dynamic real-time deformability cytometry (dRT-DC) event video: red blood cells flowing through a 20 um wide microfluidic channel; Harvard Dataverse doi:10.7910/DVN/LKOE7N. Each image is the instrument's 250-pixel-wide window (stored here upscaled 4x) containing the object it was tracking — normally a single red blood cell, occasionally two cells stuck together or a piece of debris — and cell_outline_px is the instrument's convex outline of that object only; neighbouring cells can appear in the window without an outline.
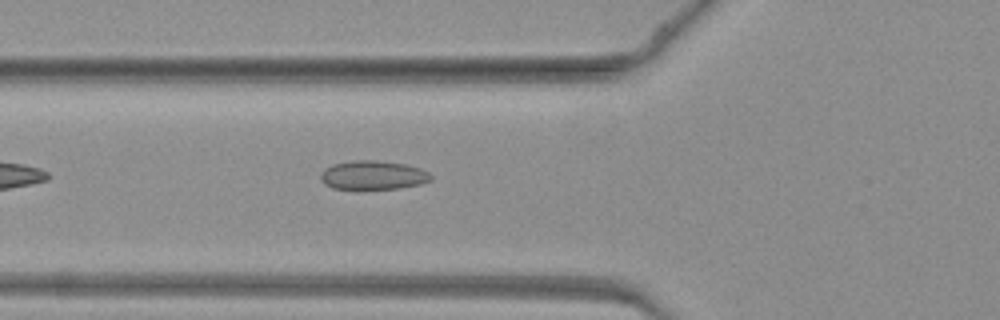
{"species": "common noctule bat (a hibernating species)", "species_latin": "Nyctalus noctula", "temperature_condition": "warm", "stored_images_in_passage": 31, "camera_frame_rate_fps": 3000, "um_per_image_px": 0.085, "animal": {"sex": "female", "body_mass_g": 19.3, "forearm_length_mm": 54.1}, "frame": {"image": 1, "passage_image": 2, "time_ms": 0.333, "image_size_px": [1000, 320], "cell_outline_px": [[432, 180], [420, 184], [400, 188], [360, 192], [332, 188], [324, 184], [320, 180], [320, 172], [324, 168], [332, 164], [352, 160], [372, 160], [404, 164], [420, 168], [428, 172], [432, 176]], "centroid_in_image_um": [31.64, 14.94], "position_along_channel_um": 94.2, "area_um2": 19.48}}
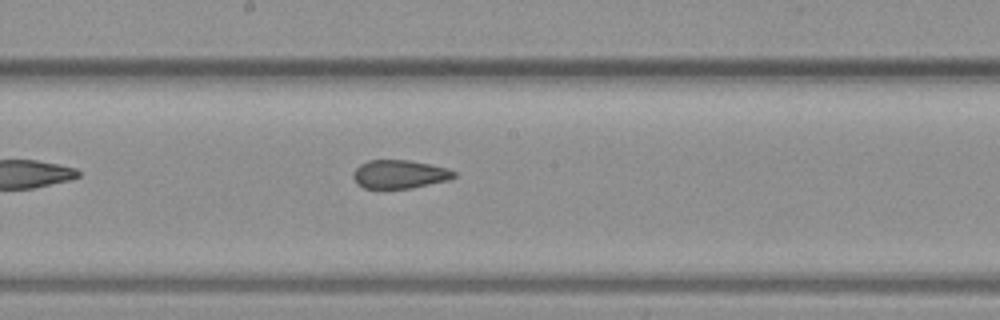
{"frame": {"image": 2, "passage_image": 10, "time_ms": 3.0, "image_size_px": [1000, 320], "cell_outline_px": [[456, 176], [448, 180], [412, 188], [380, 192], [364, 188], [356, 184], [352, 176], [352, 172], [360, 164], [368, 160], [408, 160], [448, 168], [456, 172]], "centroid_in_image_um": [33.89, 14.86], "position_along_channel_um": 214.3, "area_um2": 17.46}}
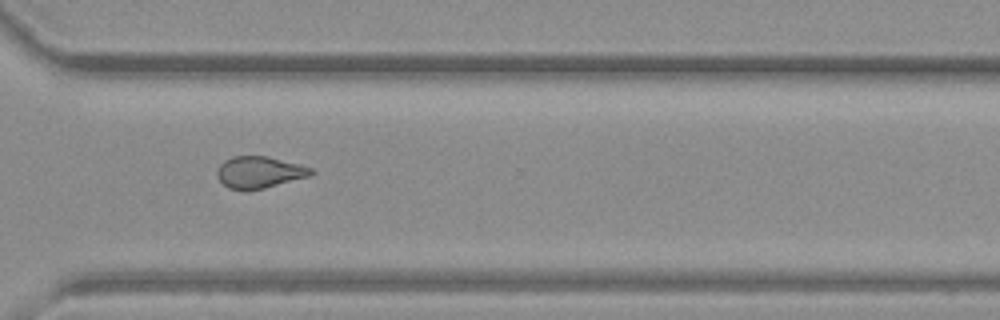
{"frame": {"image": 3, "passage_image": 19, "time_ms": 6.0, "image_size_px": [1000, 320], "cell_outline_px": [[316, 172], [312, 176], [248, 192], [244, 192], [228, 188], [216, 176], [216, 172], [220, 164], [224, 160], [232, 156], [268, 156], [300, 164], [312, 168]], "centroid_in_image_um": [22.05, 14.66], "position_along_channel_um": 348.5, "area_um2": 17.86}}